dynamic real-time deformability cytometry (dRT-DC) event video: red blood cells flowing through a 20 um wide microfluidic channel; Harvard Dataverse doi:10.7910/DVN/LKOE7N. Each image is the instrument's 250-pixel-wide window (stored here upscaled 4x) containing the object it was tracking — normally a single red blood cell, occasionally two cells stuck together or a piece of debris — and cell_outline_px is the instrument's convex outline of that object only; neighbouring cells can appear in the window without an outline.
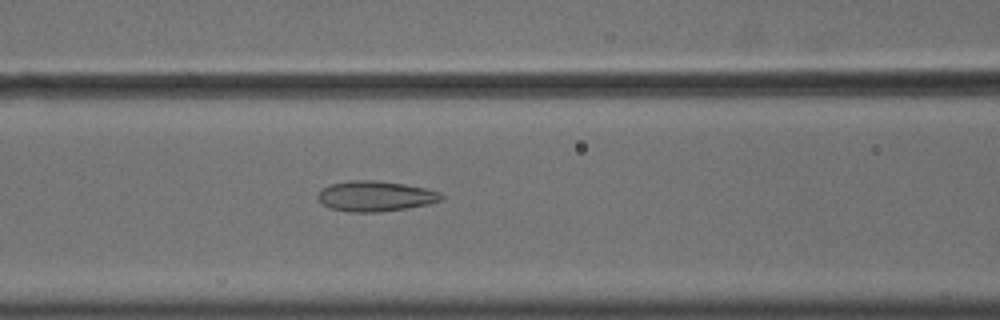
{"species": "common noctule bat (a hibernating species)", "species_latin": "Nyctalus noctula", "temperature_condition": "cold", "stored_images_in_passage": 45, "camera_frame_rate_fps": 3000, "um_per_image_px": 0.085, "animal": {"sex": "male", "body_mass_g": 18.8}, "frame": {"image": 1, "passage_image": 14, "time_ms": 4.333, "image_size_px": [1000, 320], "cell_outline_px": [[444, 200], [428, 204], [380, 212], [352, 212], [332, 208], [324, 204], [316, 196], [320, 188], [332, 184], [348, 180], [376, 180], [404, 184], [424, 188], [440, 192], [444, 196]], "centroid_in_image_um": [31.91, 16.66], "position_along_channel_um": 134.7, "area_um2": 21.79}}
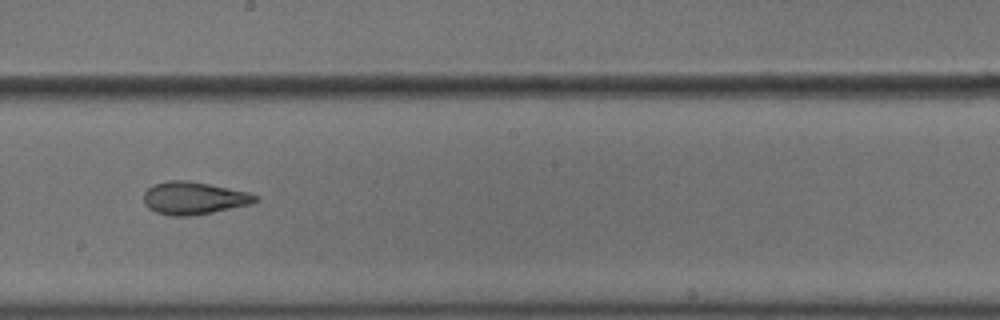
{"frame": {"image": 2, "passage_image": 22, "time_ms": 7.0, "image_size_px": [1000, 320], "cell_outline_px": [[260, 200], [252, 204], [212, 212], [188, 216], [172, 216], [156, 212], [148, 208], [144, 204], [144, 192], [152, 184], [168, 180], [188, 180], [248, 192], [260, 196]], "centroid_in_image_um": [16.48, 16.83], "position_along_channel_um": 231.7, "area_um2": 21.33}}
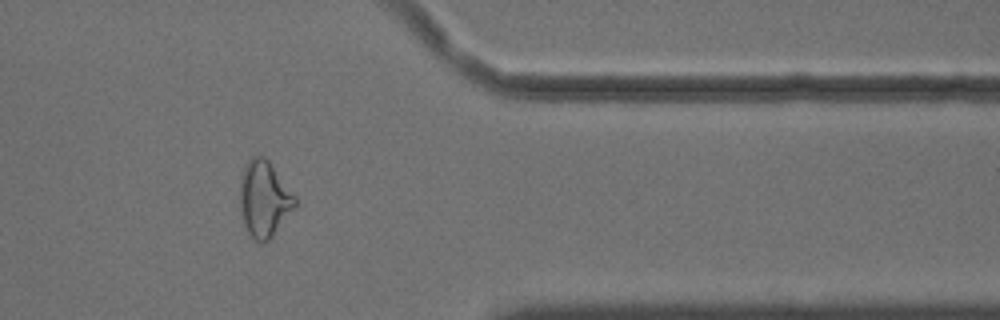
{"frame": {"image": 3, "passage_image": 36, "time_ms": 11.667, "image_size_px": [1000, 320], "cell_outline_px": [[296, 208], [272, 236], [264, 244], [260, 244], [248, 232], [244, 224], [240, 204], [240, 180], [244, 168], [248, 160], [252, 156], [264, 156], [268, 160], [296, 196]], "centroid_in_image_um": [22.47, 16.92], "position_along_channel_um": 388.9, "area_um2": 24.39}, "authors_computed_cell_mechanics": {"area_um2": 22.7154, "velocity_mm_per_s": 3.6349, "shape_relaxation_time_tau1_ms": 8.7144, "shape_relaxation_time_tau2_ms": 2.124, "deformation_change_tau1": 0.1779, "deformation_change_tau2": 0.091}}